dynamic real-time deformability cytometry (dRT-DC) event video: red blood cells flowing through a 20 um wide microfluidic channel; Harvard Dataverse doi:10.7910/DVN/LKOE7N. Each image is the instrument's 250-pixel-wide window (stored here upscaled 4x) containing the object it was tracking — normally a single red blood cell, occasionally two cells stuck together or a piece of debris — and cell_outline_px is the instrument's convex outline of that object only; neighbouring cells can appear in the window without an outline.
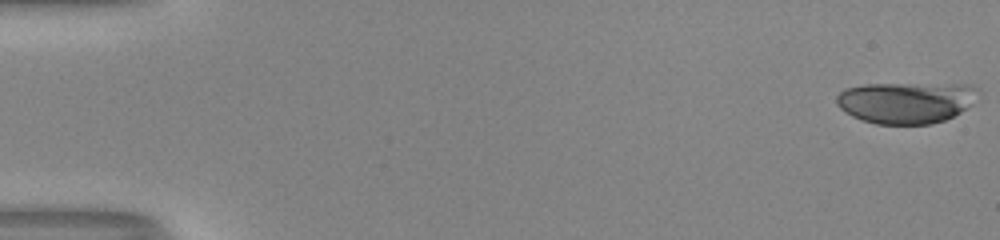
{"species": "human", "species_latin": "Homo sapiens", "temperature_condition": "room temperature", "stored_images_in_passage": 50, "camera_frame_rate_fps": 3000, "um_per_image_px": 0.085, "donor": {"sex": "male"}, "frame": {"image": 1, "passage_image": 1, "time_ms": 0.0, "image_size_px": [1000, 240], "cell_outline_px": [[980, 92], [972, 104], [960, 112], [944, 120], [932, 124], [876, 124], [860, 120], [844, 112], [836, 104], [836, 96], [844, 88], [864, 84], [972, 84], [980, 88]], "centroid_in_image_um": [77.02, 8.69], "position_along_channel_um": 8.0, "area_um2": 34.68}}
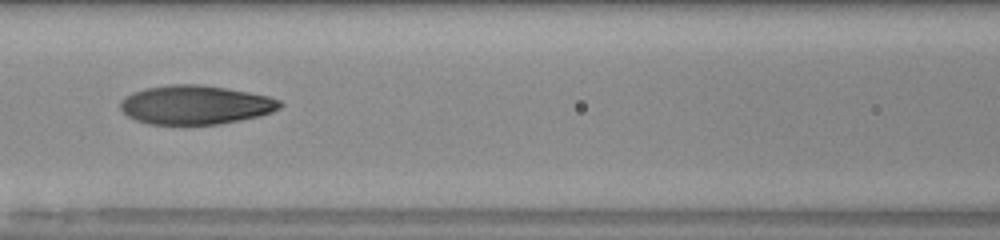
{"frame": {"image": 2, "passage_image": 22, "time_ms": 7.0, "image_size_px": [1000, 240], "cell_outline_px": [[284, 104], [280, 108], [272, 112], [260, 116], [220, 124], [148, 124], [136, 120], [128, 116], [120, 108], [120, 100], [124, 96], [132, 92], [144, 88], [172, 84], [200, 84], [248, 92], [268, 96], [280, 100]], "centroid_in_image_um": [16.6, 8.91], "position_along_channel_um": 150.0, "area_um2": 36.36}}
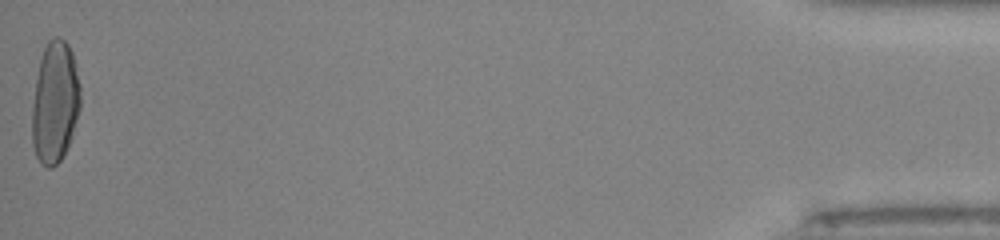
{"frame": {"image": 3, "passage_image": 50, "time_ms": 16.333, "image_size_px": [1000, 240], "cell_outline_px": [[80, 108], [72, 136], [60, 160], [52, 168], [48, 168], [40, 164], [36, 156], [32, 144], [32, 104], [36, 80], [40, 60], [44, 48], [48, 40], [56, 36], [60, 36], [68, 44], [72, 52], [76, 64], [80, 84]], "centroid_in_image_um": [4.67, 8.69], "position_along_channel_um": 430.5, "area_um2": 34.51}, "authors_computed_cell_mechanics": {"area_um2": 35.1424, "velocity_mm_per_s": 4.0585, "shape_relaxation_time_tau1_ms": 6.4354, "shape_relaxation_time_tau2_ms": 1.6982, "deformation_change_tau1": 0.2747, "deformation_change_tau2": 0.0812}}